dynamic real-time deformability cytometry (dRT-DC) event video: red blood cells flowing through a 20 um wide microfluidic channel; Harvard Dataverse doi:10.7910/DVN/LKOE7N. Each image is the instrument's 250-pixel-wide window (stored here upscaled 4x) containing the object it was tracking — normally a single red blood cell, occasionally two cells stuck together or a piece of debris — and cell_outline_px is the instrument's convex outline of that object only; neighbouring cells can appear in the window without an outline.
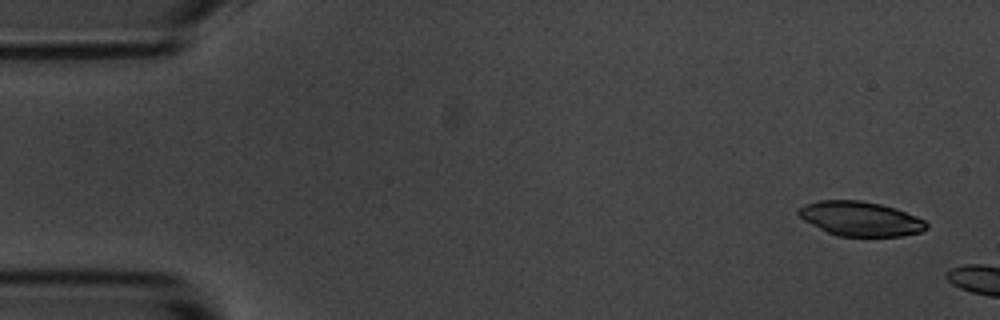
{"species": "common noctule bat (a hibernating species)", "species_latin": "Nyctalus noctula", "temperature_condition": "room temperature", "stored_images_in_passage": 3, "camera_frame_rate_fps": 3000, "um_per_image_px": 0.085, "animal": {"sex": "male", "body_mass_g": 20.1, "forearm_length_mm": 53.5}, "frame": {"image": 1, "passage_image": 1, "time_ms": 0.0, "image_size_px": [1000, 320], "cell_outline_px": [[928, 228], [920, 232], [904, 236], [836, 236], [804, 220], [796, 212], [804, 204], [820, 200], [860, 200], [880, 204], [896, 208], [916, 216], [924, 220], [928, 224]], "centroid_in_image_um": [73.16, 18.59], "position_along_channel_um": 11.8, "area_um2": 25.66}}